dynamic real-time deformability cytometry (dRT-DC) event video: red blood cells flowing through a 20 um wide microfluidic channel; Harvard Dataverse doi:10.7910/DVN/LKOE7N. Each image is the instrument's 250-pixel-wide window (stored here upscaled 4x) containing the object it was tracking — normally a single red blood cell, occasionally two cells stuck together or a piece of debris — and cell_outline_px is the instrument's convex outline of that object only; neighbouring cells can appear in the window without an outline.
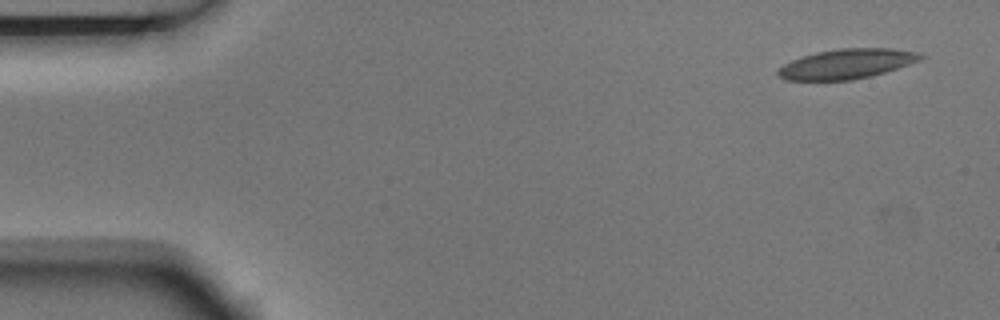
{"species": "Egyptian fruit bat (a non-hibernating species)", "species_latin": "Rousettus aegyptiacus", "temperature_condition": "room temperature", "stored_images_in_passage": 8, "camera_frame_rate_fps": 3000, "um_per_image_px": 0.085, "animal": {"sex": "male"}, "frame": {"image": 1, "passage_image": 1, "time_ms": 0.0, "image_size_px": [1000, 320], "cell_outline_px": [[924, 56], [920, 60], [872, 76], [852, 80], [784, 80], [776, 76], [776, 68], [792, 60], [816, 52], [840, 48], [892, 48], [920, 52]], "centroid_in_image_um": [71.93, 5.43], "position_along_channel_um": 13.1, "area_um2": 24.85}}
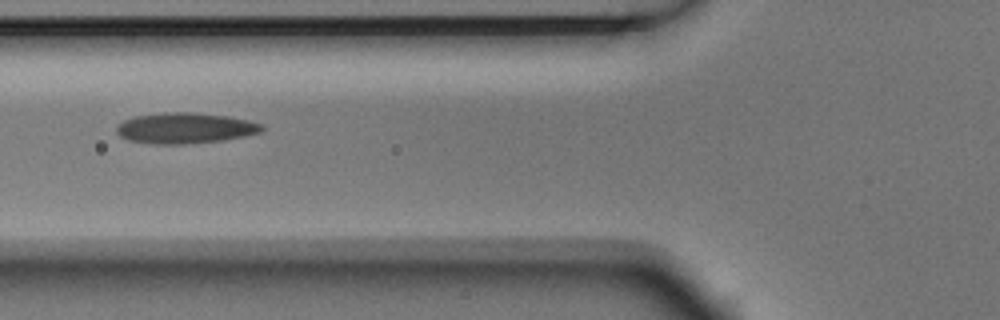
{"frame": {"image": 2, "passage_image": 6, "time_ms": 1.667, "image_size_px": [1000, 320], "cell_outline_px": [[264, 128], [260, 132], [244, 136], [224, 140], [184, 144], [156, 144], [128, 140], [120, 136], [116, 132], [116, 124], [124, 120], [136, 116], [164, 112], [192, 112], [228, 116], [248, 120], [264, 124]], "centroid_in_image_um": [15.73, 10.88], "position_along_channel_um": 110.1, "area_um2": 26.13}}
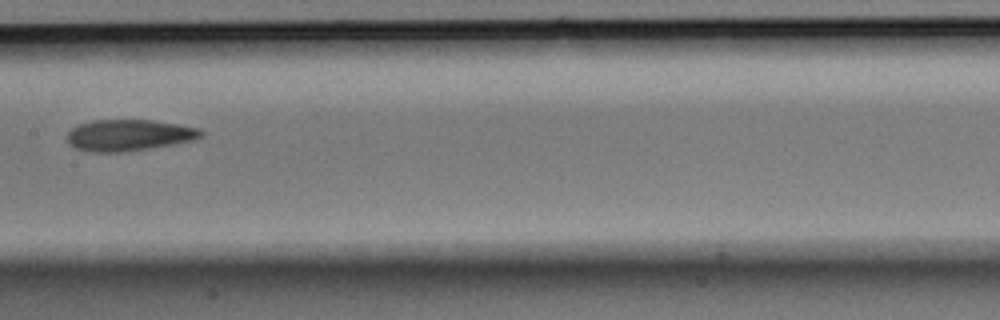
{"frame": {"image": 3, "passage_image": 8, "time_ms": 2.333, "image_size_px": [1000, 320], "cell_outline_px": [[204, 136], [196, 140], [148, 148], [120, 152], [92, 152], [76, 148], [68, 144], [68, 132], [72, 128], [80, 124], [92, 120], [152, 120], [200, 128], [204, 132]], "centroid_in_image_um": [10.98, 11.48], "position_along_channel_um": 196.4, "area_um2": 24.39}}